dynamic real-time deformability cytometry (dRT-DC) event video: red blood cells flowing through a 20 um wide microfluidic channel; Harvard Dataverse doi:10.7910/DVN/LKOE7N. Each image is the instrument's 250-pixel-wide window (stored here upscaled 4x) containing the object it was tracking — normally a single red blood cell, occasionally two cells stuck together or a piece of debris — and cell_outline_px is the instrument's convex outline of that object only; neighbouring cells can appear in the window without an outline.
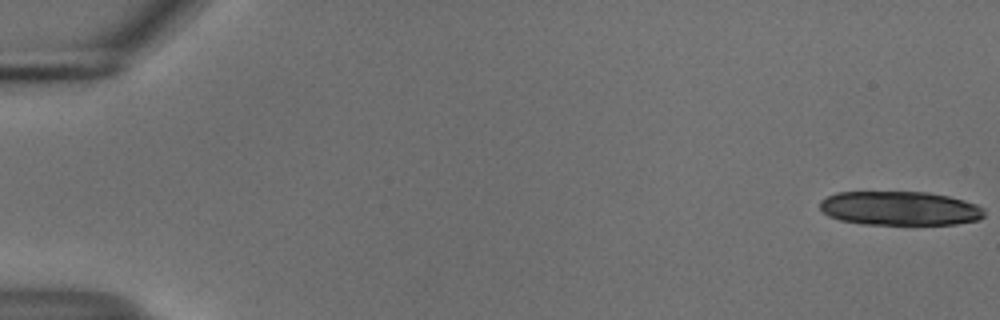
{"species": "common noctule bat (a hibernating species)", "species_latin": "Nyctalus noctula", "temperature_condition": "cold", "stored_images_in_passage": 14, "camera_frame_rate_fps": 3000, "um_per_image_px": 0.085, "animal": {"sex": "male", "body_mass_g": 18.8}, "frame": {"image": 1, "passage_image": 1, "time_ms": 0.0, "image_size_px": [1000, 320], "cell_outline_px": [[984, 216], [980, 220], [956, 224], [860, 224], [840, 220], [828, 216], [820, 208], [820, 200], [836, 192], [928, 192], [948, 196], [964, 200], [976, 204], [984, 208]], "centroid_in_image_um": [76.49, 17.71], "position_along_channel_um": 8.5, "area_um2": 32.77}}